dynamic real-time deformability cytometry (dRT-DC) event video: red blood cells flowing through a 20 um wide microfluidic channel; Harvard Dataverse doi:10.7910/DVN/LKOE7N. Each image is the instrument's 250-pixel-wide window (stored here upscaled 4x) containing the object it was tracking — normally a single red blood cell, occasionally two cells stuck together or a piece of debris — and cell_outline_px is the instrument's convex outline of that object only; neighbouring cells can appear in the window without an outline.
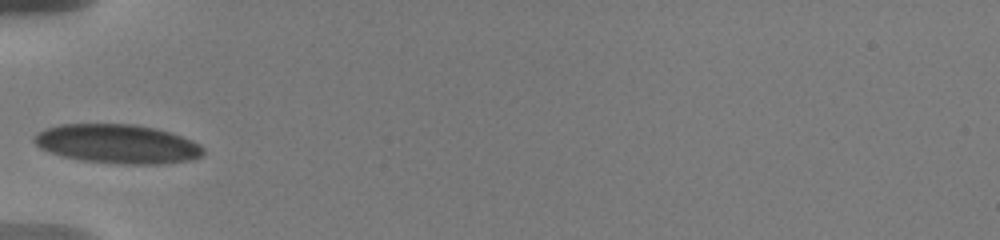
{"species": "human", "species_latin": "Homo sapiens", "temperature_condition": "warm", "stored_images_in_passage": 28, "camera_frame_rate_fps": 3000, "um_per_image_px": 0.085, "donor": {"sex": "male"}, "frame": {"image": 1, "passage_image": 1, "time_ms": 0.0, "image_size_px": [1000, 240], "cell_outline_px": [[204, 152], [200, 156], [188, 160], [160, 164], [124, 164], [80, 160], [64, 156], [40, 148], [32, 140], [44, 128], [60, 124], [136, 124], [156, 128], [192, 140], [200, 144], [204, 148]], "centroid_in_image_um": [9.99, 12.22], "position_along_channel_um": 75.0, "area_um2": 38.26}}
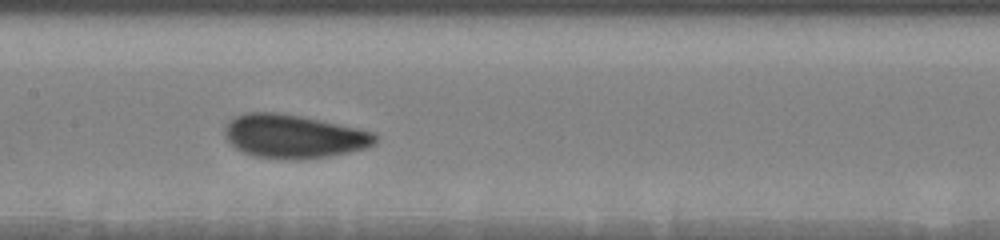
{"frame": {"image": 2, "passage_image": 7, "time_ms": 3.0, "image_size_px": [1000, 240], "cell_outline_px": [[376, 144], [364, 148], [348, 152], [328, 156], [252, 156], [236, 148], [228, 140], [224, 132], [224, 128], [228, 120], [244, 112], [280, 112], [320, 120], [376, 132]], "centroid_in_image_um": [24.95, 11.52], "position_along_channel_um": 182.5, "area_um2": 37.11}}
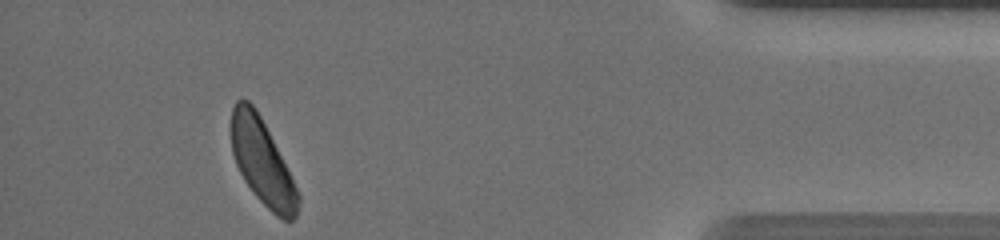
{"frame": {"image": 3, "passage_image": 25, "time_ms": 10.667, "image_size_px": [1000, 240], "cell_outline_px": [[300, 200], [296, 216], [292, 220], [284, 220], [276, 216], [256, 196], [244, 180], [236, 164], [232, 152], [232, 108], [236, 100], [248, 100], [256, 108], [300, 196]], "centroid_in_image_um": [22.27, 13.79], "position_along_channel_um": 412.9, "area_um2": 32.19}, "authors_computed_cell_mechanics": {"area_um2": 35.6915, "velocity_mm_per_s": 3.5841, "shape_relaxation_time_tau1_ms": 2.2069, "shape_relaxation_time_tau2_ms": 1.1578, "deformation_change_tau1": 0.0795, "deformation_change_tau2": 0.052}}